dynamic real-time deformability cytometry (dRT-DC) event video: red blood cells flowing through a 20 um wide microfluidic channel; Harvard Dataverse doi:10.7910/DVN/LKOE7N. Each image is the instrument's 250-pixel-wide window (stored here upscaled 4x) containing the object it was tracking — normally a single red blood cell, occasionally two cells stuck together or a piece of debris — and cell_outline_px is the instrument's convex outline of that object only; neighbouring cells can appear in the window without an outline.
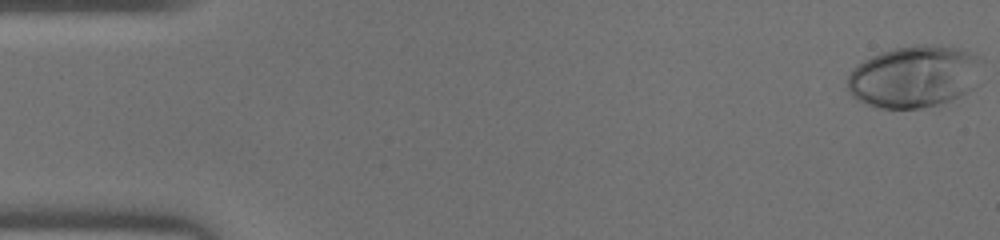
{"species": "human", "species_latin": "Homo sapiens", "temperature_condition": "warm", "stored_images_in_passage": 47, "camera_frame_rate_fps": 3000, "um_per_image_px": 0.085, "donor": {"sex": "male"}, "frame": {"image": 1, "passage_image": 1, "time_ms": 0.0, "image_size_px": [1000, 240], "cell_outline_px": [[984, 60], [980, 84], [952, 100], [940, 104], [920, 108], [880, 108], [856, 100], [848, 92], [848, 72], [856, 64], [880, 52], [896, 48], [916, 44], [928, 44], [956, 48], [980, 56]], "centroid_in_image_um": [77.76, 6.5], "position_along_channel_um": 7.2, "area_um2": 49.42}}
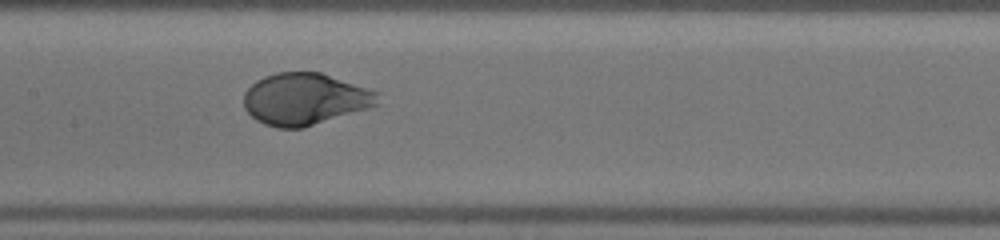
{"frame": {"image": 2, "passage_image": 23, "time_ms": 7.333, "image_size_px": [1000, 240], "cell_outline_px": [[380, 104], [368, 108], [304, 128], [276, 128], [264, 124], [256, 120], [244, 108], [244, 92], [256, 80], [264, 76], [276, 72], [320, 72], [380, 92]], "centroid_in_image_um": [25.93, 8.42], "position_along_channel_um": 181.5, "area_um2": 40.69}}
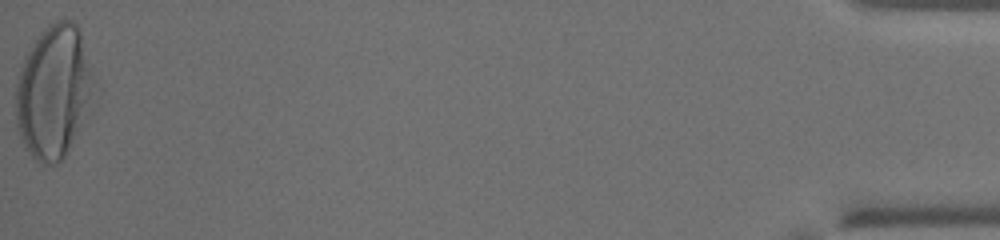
{"frame": {"image": 3, "passage_image": 47, "time_ms": 15.333, "image_size_px": [1000, 240], "cell_outline_px": [[96, 84], [64, 156], [56, 164], [44, 164], [36, 160], [24, 148], [16, 128], [16, 84], [20, 68], [24, 56], [48, 24], [56, 20], [72, 20], [80, 28]], "centroid_in_image_um": [4.51, 7.74], "position_along_channel_um": 430.7, "area_um2": 59.53}}